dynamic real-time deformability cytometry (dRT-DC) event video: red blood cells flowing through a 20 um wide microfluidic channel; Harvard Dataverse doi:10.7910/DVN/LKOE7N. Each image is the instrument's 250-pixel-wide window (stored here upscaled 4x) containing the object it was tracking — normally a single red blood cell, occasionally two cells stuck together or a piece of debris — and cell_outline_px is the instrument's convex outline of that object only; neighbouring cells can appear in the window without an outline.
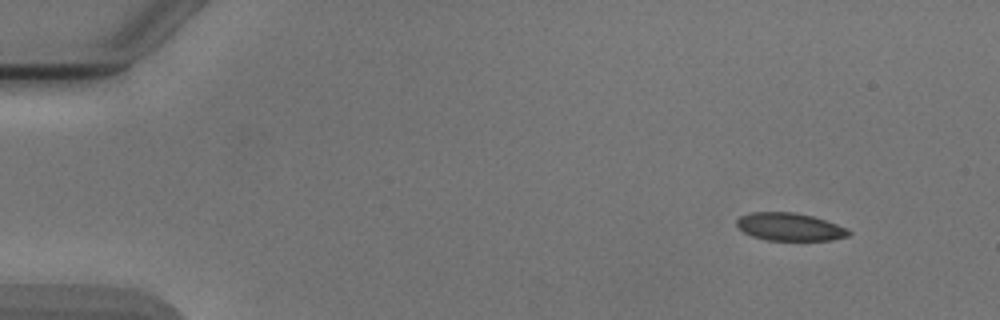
{"species": "Egyptian fruit bat (a non-hibernating species)", "species_latin": "Rousettus aegyptiacus", "temperature_condition": "cold", "stored_images_in_passage": 4, "camera_frame_rate_fps": 3000, "um_per_image_px": 0.085, "animal": {"sex": "male"}, "frame": {"image": 1, "passage_image": 1, "time_ms": 0.0, "image_size_px": [1000, 320], "cell_outline_px": [[852, 232], [848, 236], [832, 240], [768, 240], [752, 236], [744, 232], [736, 224], [736, 220], [740, 216], [752, 212], [792, 212], [812, 216], [836, 224]], "centroid_in_image_um": [67.1, 19.28], "position_along_channel_um": 17.9, "area_um2": 17.92}}
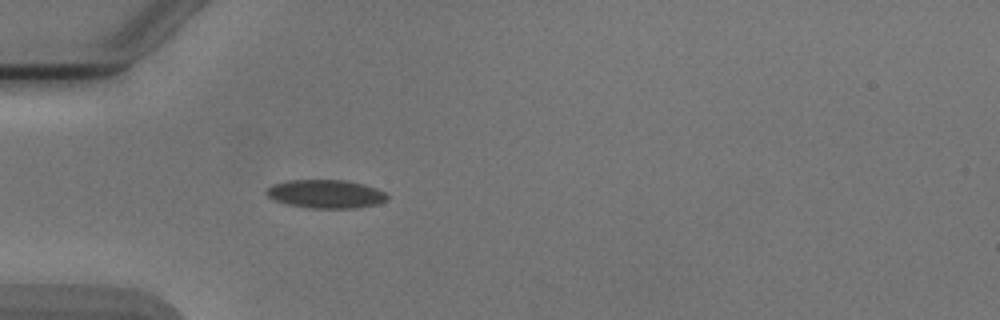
{"frame": {"image": 2, "passage_image": 4, "time_ms": 3.667, "image_size_px": [1000, 320], "cell_outline_px": [[388, 200], [376, 204], [356, 208], [308, 208], [288, 204], [276, 200], [268, 196], [264, 192], [264, 188], [272, 184], [288, 180], [344, 180], [364, 184], [376, 188], [384, 192], [388, 196]], "centroid_in_image_um": [27.67, 16.48], "position_along_channel_um": 57.3, "area_um2": 20.11}}